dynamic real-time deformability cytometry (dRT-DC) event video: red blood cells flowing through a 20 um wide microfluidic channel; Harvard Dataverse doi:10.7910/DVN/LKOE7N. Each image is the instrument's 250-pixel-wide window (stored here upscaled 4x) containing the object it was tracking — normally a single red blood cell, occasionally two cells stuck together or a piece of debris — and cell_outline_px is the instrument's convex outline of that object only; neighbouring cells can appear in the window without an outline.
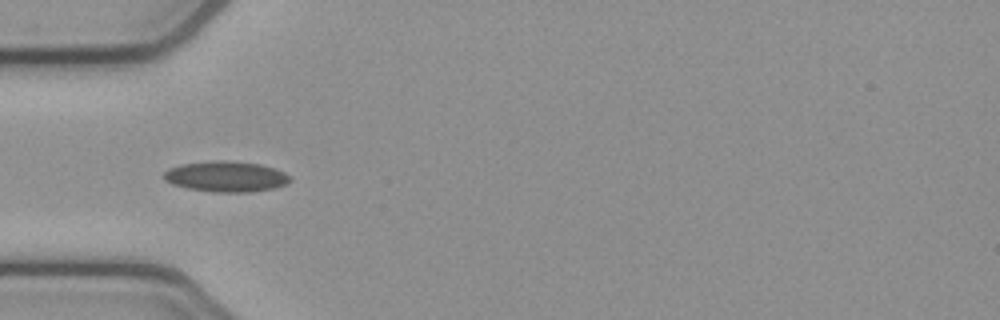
{"species": "common noctule bat (a hibernating species)", "species_latin": "Nyctalus noctula", "temperature_condition": "cold", "stored_images_in_passage": 37, "camera_frame_rate_fps": 3000, "um_per_image_px": 0.085, "animal": {"sex": "female", "body_mass_g": 21.9}, "frame": {"image": 1, "passage_image": 1, "time_ms": 0.0, "image_size_px": [1000, 320], "cell_outline_px": [[292, 180], [288, 184], [272, 188], [252, 192], [212, 192], [188, 188], [172, 184], [164, 180], [164, 172], [168, 168], [180, 164], [212, 160], [224, 160], [260, 164], [284, 172], [292, 176]], "centroid_in_image_um": [19.21, 15.0], "position_along_channel_um": 65.8, "area_um2": 22.72}}
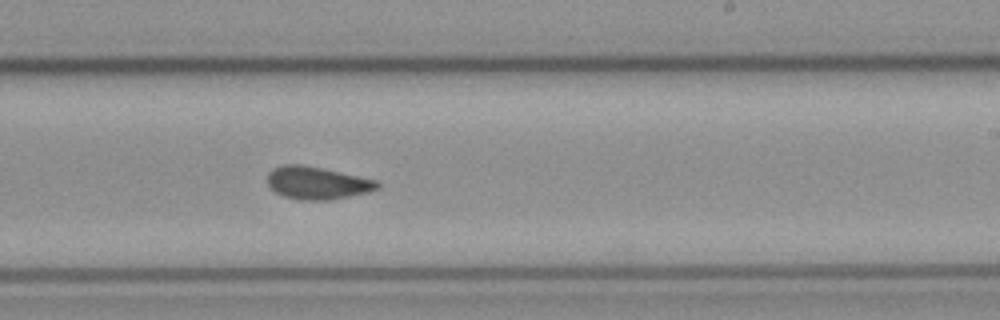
{"frame": {"image": 2, "passage_image": 16, "time_ms": 5.0, "image_size_px": [1000, 320], "cell_outline_px": [[380, 188], [368, 192], [328, 200], [300, 200], [284, 196], [276, 192], [268, 184], [268, 172], [272, 168], [284, 164], [304, 164], [324, 168], [376, 180], [380, 184]], "centroid_in_image_um": [26.95, 15.53], "position_along_channel_um": 262.0, "area_um2": 20.92}}
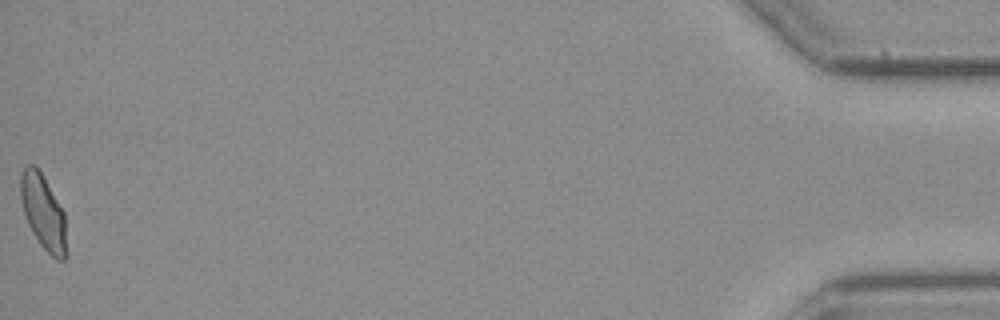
{"frame": {"image": 3, "passage_image": 37, "time_ms": 12.0, "image_size_px": [1000, 320], "cell_outline_px": [[68, 256], [64, 260], [56, 260], [40, 244], [32, 232], [28, 224], [20, 200], [20, 176], [24, 168], [28, 164], [36, 164], [64, 212]], "centroid_in_image_um": [3.69, 18.06], "position_along_channel_um": 431.5, "area_um2": 20.17}, "authors_computed_cell_mechanics": {"area_um2": 20.519, "velocity_mm_per_s": 3.9117, "shape_relaxation_time_tau1_ms": null, "shape_relaxation_time_tau2_ms": 2.017, "deformation_change_tau1": null, "deformation_change_tau2": 0.0601}}